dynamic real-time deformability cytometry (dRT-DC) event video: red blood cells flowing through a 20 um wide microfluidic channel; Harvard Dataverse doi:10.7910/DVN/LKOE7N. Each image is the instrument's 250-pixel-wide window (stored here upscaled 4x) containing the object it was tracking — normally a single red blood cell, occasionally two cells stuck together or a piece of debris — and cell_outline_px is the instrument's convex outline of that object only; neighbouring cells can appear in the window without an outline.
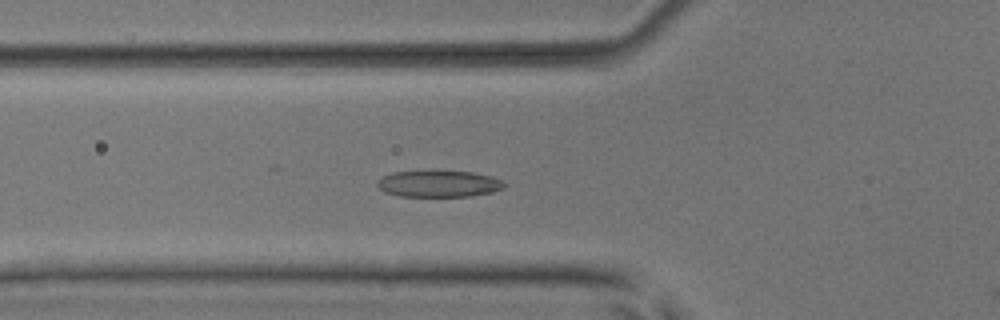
{"species": "common noctule bat (a hibernating species)", "species_latin": "Nyctalus noctula", "temperature_condition": "room temperature", "stored_images_in_passage": 20, "camera_frame_rate_fps": 3000, "um_per_image_px": 0.085, "animal": {"sex": "male", "body_mass_g": 17.9, "forearm_length_mm": 54.2}, "frame": {"image": 1, "passage_image": 19, "time_ms": 6.0, "image_size_px": [1000, 320], "cell_outline_px": [[504, 188], [492, 192], [468, 196], [400, 196], [384, 192], [376, 184], [376, 180], [392, 172], [472, 172], [492, 176], [500, 180], [504, 184]], "centroid_in_image_um": [37.27, 15.63], "position_along_channel_um": 88.5, "area_um2": 19.25}}